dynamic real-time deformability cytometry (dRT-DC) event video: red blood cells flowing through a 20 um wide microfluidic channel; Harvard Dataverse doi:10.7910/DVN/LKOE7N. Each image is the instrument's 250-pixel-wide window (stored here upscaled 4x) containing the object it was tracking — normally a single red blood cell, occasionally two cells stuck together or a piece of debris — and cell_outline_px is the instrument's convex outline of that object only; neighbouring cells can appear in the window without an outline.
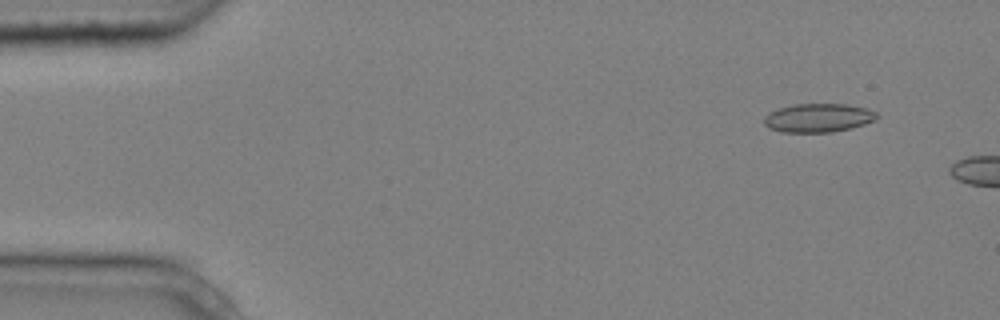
{"species": "common noctule bat (a hibernating species)", "species_latin": "Nyctalus noctula", "temperature_condition": "cold", "stored_images_in_passage": 5, "camera_frame_rate_fps": 3000, "um_per_image_px": 0.085, "animal": {"sex": "male", "body_mass_g": 20.4}, "frame": {"image": 1, "passage_image": 5, "time_ms": 1.333, "image_size_px": [1000, 320], "cell_outline_px": [[876, 120], [864, 124], [832, 132], [780, 132], [768, 128], [764, 124], [764, 116], [768, 112], [792, 104], [844, 104], [868, 108], [876, 112]], "centroid_in_image_um": [69.51, 10.01], "position_along_channel_um": 15.5, "area_um2": 18.84}}